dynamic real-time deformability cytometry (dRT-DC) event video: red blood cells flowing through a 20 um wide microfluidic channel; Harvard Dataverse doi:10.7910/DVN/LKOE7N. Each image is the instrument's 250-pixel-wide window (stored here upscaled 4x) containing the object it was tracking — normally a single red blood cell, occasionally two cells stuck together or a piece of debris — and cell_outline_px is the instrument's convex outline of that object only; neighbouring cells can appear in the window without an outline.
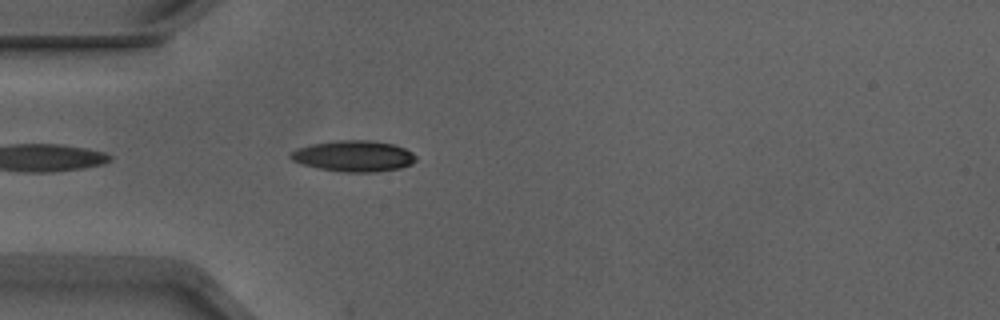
{"species": "Egyptian fruit bat (a non-hibernating species)", "species_latin": "Rousettus aegyptiacus", "temperature_condition": "warm", "stored_images_in_passage": 27, "camera_frame_rate_fps": 3000, "um_per_image_px": 0.085, "animal": {"sex": "male"}, "frame": {"image": 1, "passage_image": 3, "time_ms": 0.667, "image_size_px": [1000, 320], "cell_outline_px": [[416, 160], [412, 164], [400, 168], [376, 172], [344, 172], [320, 168], [304, 164], [292, 160], [288, 156], [288, 152], [296, 148], [312, 144], [336, 140], [372, 140], [392, 144], [404, 148], [412, 152], [416, 156]], "centroid_in_image_um": [30.06, 13.26], "position_along_channel_um": 54.9, "area_um2": 22.72}}
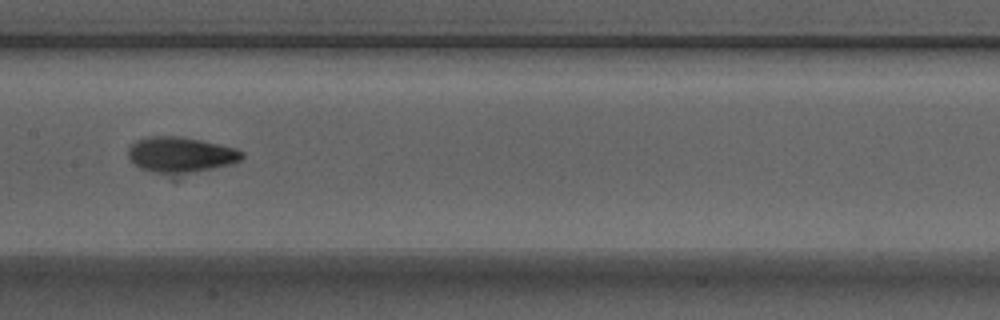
{"frame": {"image": 2, "passage_image": 14, "time_ms": 4.333, "image_size_px": [1000, 320], "cell_outline_px": [[244, 156], [240, 160], [228, 164], [172, 180], [140, 168], [128, 156], [128, 148], [136, 140], [148, 136], [180, 136], [200, 140], [236, 148], [244, 152]], "centroid_in_image_um": [15.33, 13.23], "position_along_channel_um": 192.1, "area_um2": 24.68}}
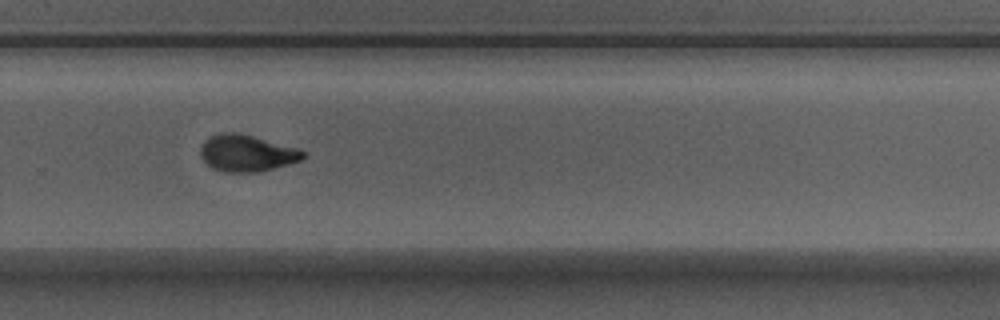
{"frame": {"image": 3, "passage_image": 23, "time_ms": 7.333, "image_size_px": [1000, 320], "cell_outline_px": [[308, 156], [300, 160], [288, 164], [260, 172], [224, 172], [212, 168], [200, 156], [200, 148], [204, 140], [212, 136], [224, 132], [240, 132], [300, 148], [308, 152]], "centroid_in_image_um": [21.03, 13.01], "position_along_channel_um": 308.8, "area_um2": 22.31}}